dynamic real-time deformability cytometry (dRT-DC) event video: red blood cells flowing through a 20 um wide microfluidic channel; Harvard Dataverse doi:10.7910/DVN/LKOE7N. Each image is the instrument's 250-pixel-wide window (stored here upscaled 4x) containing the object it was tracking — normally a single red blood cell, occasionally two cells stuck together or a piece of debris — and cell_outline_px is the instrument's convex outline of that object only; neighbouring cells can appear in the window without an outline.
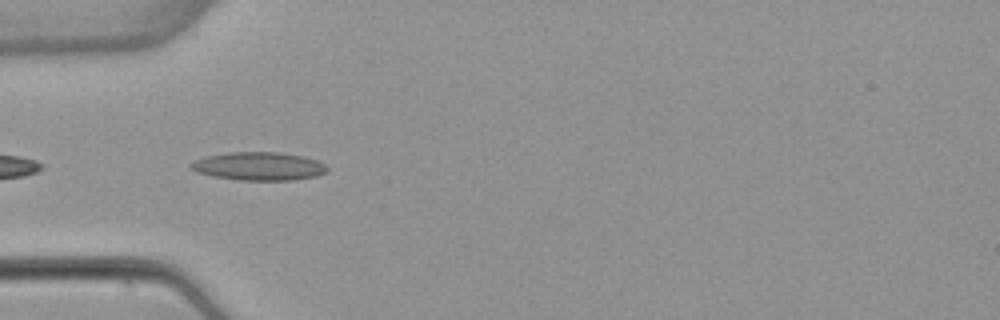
{"species": "common noctule bat (a hibernating species)", "species_latin": "Nyctalus noctula", "temperature_condition": "warm", "stored_images_in_passage": 5, "camera_frame_rate_fps": 3000, "um_per_image_px": 0.085, "animal": {"sex": "female", "body_mass_g": 22.7, "forearm_length_mm": 54.2}, "frame": {"image": 1, "passage_image": 2, "time_ms": 0.333, "image_size_px": [1000, 320], "cell_outline_px": [[328, 172], [316, 176], [292, 180], [240, 180], [212, 176], [196, 172], [188, 164], [196, 160], [208, 156], [228, 152], [280, 152], [304, 156], [316, 160], [324, 164], [328, 168]], "centroid_in_image_um": [22.02, 14.13], "position_along_channel_um": 63.0, "area_um2": 22.43}}
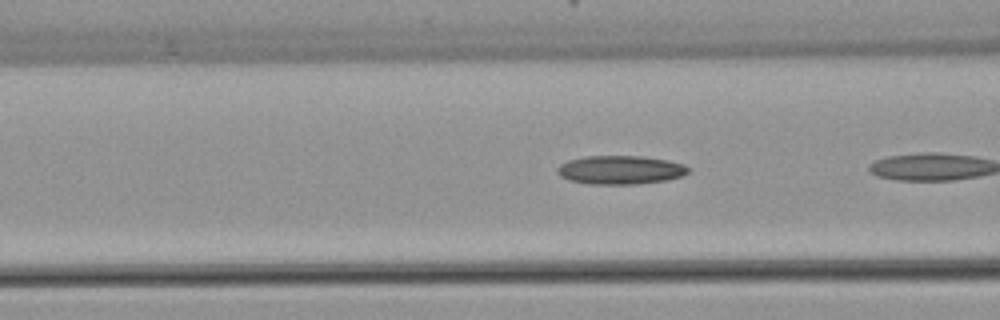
{"frame": {"image": 2, "passage_image": 4, "time_ms": 1.0, "image_size_px": [1000, 320], "cell_outline_px": [[692, 168], [688, 172], [680, 176], [664, 180], [636, 184], [588, 184], [568, 180], [560, 176], [556, 172], [556, 168], [560, 164], [568, 160], [584, 156], [640, 156], [668, 160], [684, 164]], "centroid_in_image_um": [52.69, 14.44], "position_along_channel_um": 113.9, "area_um2": 21.96}}